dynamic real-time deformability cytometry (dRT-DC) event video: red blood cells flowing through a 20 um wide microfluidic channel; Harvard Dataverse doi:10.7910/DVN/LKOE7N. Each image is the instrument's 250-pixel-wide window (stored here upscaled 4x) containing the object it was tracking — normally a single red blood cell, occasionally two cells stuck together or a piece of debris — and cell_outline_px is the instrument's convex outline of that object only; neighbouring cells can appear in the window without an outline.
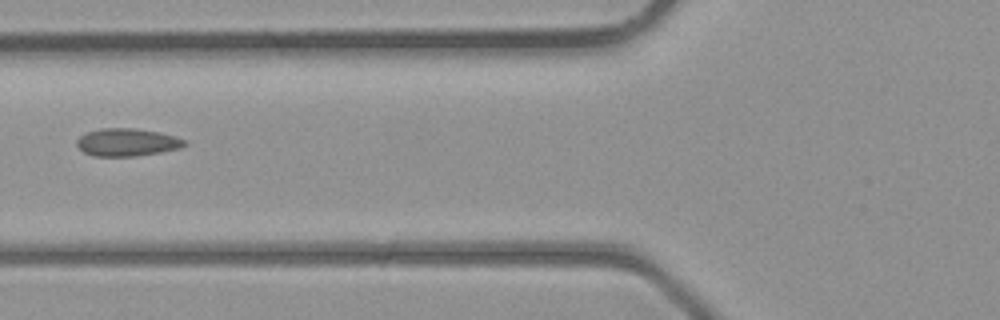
{"species": "common noctule bat (a hibernating species)", "species_latin": "Nyctalus noctula", "temperature_condition": "room temperature", "stored_images_in_passage": 4, "camera_frame_rate_fps": 3000, "um_per_image_px": 0.085, "animal": {"sex": "male", "body_mass_g": 23.1, "forearm_length_mm": 52.7}, "frame": {"image": 1, "passage_image": 4, "time_ms": 3.667, "image_size_px": [1000, 320], "cell_outline_px": [[188, 144], [180, 148], [160, 152], [136, 156], [92, 156], [84, 152], [76, 144], [76, 140], [80, 136], [88, 132], [100, 128], [132, 128], [160, 132], [184, 140]], "centroid_in_image_um": [10.78, 12.09], "position_along_channel_um": 115.0, "area_um2": 17.28}}